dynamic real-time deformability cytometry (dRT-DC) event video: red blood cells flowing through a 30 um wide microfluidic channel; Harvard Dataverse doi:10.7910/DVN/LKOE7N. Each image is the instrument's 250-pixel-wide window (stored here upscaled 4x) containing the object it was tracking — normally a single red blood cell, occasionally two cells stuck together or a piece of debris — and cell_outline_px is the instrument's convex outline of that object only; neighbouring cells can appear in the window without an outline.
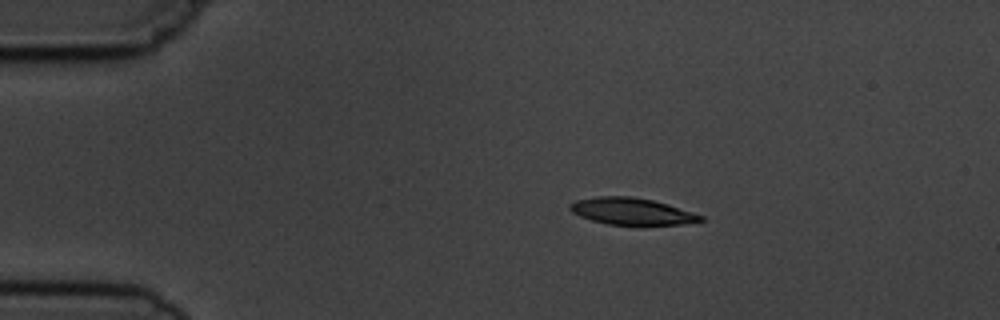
{"species": "common noctule bat (a hibernating species)", "species_latin": "Nyctalus noctula", "temperature_condition": "cold", "stored_images_in_passage": 2, "camera_frame_rate_fps": 3000, "um_per_image_px": 0.085, "animal": {"sex": "male", "body_mass_g": 19.5, "forearm_length_mm": 54.6}, "frame": {"image": 1, "passage_image": 1, "time_ms": 0.0, "image_size_px": [1000, 320], "cell_outline_px": [[708, 220], [688, 224], [640, 228], [636, 228], [608, 224], [592, 220], [580, 216], [572, 212], [568, 208], [568, 204], [576, 200], [596, 196], [632, 196], [652, 200], [668, 204], [704, 216]], "centroid_in_image_um": [53.77, 18.02], "position_along_channel_um": 31.2, "area_um2": 21.62}}